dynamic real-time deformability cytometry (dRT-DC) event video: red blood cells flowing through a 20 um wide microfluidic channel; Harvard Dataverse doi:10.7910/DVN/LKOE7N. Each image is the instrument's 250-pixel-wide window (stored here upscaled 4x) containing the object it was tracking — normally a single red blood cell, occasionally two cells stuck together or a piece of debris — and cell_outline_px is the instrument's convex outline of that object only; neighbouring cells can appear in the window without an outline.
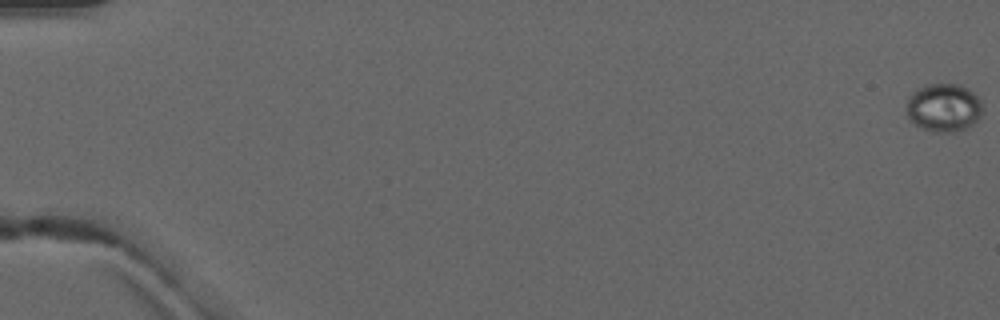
{"species": "common noctule bat (a hibernating species)", "species_latin": "Nyctalus noctula", "temperature_condition": "warm", "stored_images_in_passage": 6, "camera_frame_rate_fps": 3000, "um_per_image_px": 0.085, "animal": {"sex": "male", "forearm_length_mm": 52.5}, "frame": {"image": 1, "passage_image": 1, "time_ms": 0.0, "image_size_px": [1000, 320], "cell_outline_px": [[984, 112], [968, 128], [956, 132], [932, 132], [908, 120], [908, 96], [916, 88], [928, 84], [960, 84], [968, 88], [980, 100], [984, 108]], "centroid_in_image_um": [80.24, 9.15], "position_along_channel_um": 4.8, "area_um2": 21.56}}
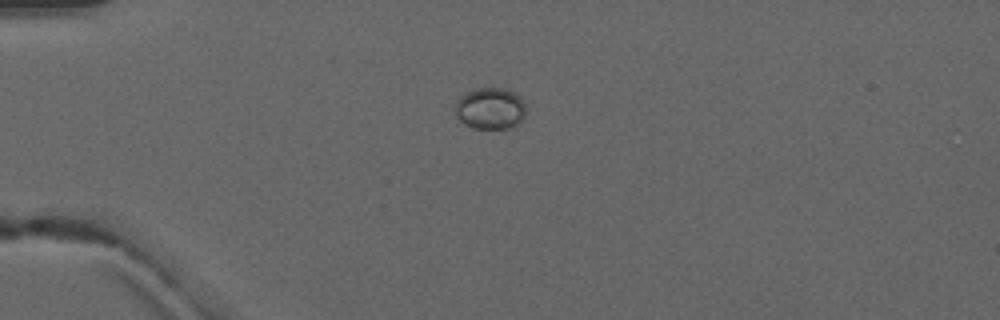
{"frame": {"image": 2, "passage_image": 5, "time_ms": 4.667, "image_size_px": [1000, 320], "cell_outline_px": [[524, 116], [516, 124], [504, 128], [472, 128], [464, 124], [456, 116], [452, 108], [460, 96], [476, 88], [504, 88], [512, 92], [524, 104]], "centroid_in_image_um": [41.58, 9.22], "position_along_channel_um": 43.4, "area_um2": 16.88}}